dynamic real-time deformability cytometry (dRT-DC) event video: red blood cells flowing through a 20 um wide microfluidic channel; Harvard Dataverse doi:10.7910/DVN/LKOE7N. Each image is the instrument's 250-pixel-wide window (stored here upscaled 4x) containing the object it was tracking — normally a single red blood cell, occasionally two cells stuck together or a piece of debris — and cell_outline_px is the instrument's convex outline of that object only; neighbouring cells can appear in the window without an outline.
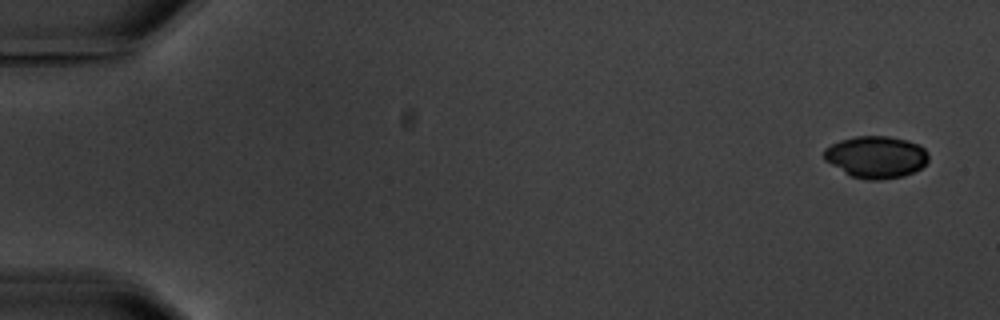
{"species": "common noctule bat (a hibernating species)", "species_latin": "Nyctalus noctula", "temperature_condition": "warm", "stored_images_in_passage": 15, "camera_frame_rate_fps": 3000, "um_per_image_px": 0.085, "animal": {"sex": "male", "body_mass_g": 20.1, "forearm_length_mm": 53.5}, "frame": {"image": 1, "passage_image": 1, "time_ms": 0.0, "image_size_px": [1000, 320], "cell_outline_px": [[928, 160], [920, 168], [904, 176], [880, 180], [868, 180], [852, 176], [824, 160], [824, 148], [840, 140], [856, 136], [888, 136], [908, 140], [920, 144], [928, 152]], "centroid_in_image_um": [74.48, 13.33], "position_along_channel_um": 10.5, "area_um2": 25.55}, "authors_computed_cell_mechanics": {"area_um2": 29.7092, "velocity_mm_per_s": 3.5402, "shape_relaxation_time_tau1_ms": 3.024, "shape_relaxation_time_tau2_ms": null, "deformation_change_tau1": 0.1192, "deformation_change_tau2": null}}